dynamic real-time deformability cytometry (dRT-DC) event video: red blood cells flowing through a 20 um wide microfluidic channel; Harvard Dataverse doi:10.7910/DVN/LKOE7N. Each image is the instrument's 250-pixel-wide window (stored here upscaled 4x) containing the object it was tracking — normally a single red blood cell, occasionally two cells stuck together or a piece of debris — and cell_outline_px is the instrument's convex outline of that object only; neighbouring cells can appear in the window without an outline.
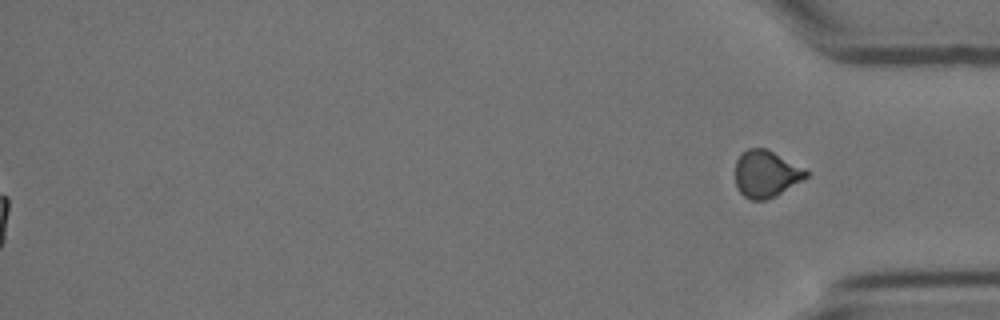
{"species": "Egyptian fruit bat (a non-hibernating species)", "species_latin": "Rousettus aegyptiacus", "temperature_condition": "cold", "stored_images_in_passage": 54, "segment_of_instrument_passage": [2, 2], "camera_frame_rate_fps": 3000, "um_per_image_px": 0.085, "animal": {"sex": "female"}, "frame": {"image": 1, "passage_image": 54, "time_ms": 17.667, "image_size_px": [1000, 320], "cell_outline_px": [[808, 176], [776, 196], [764, 200], [748, 200], [736, 188], [736, 160], [748, 148], [764, 148], [772, 152], [808, 172]], "centroid_in_image_um": [65.06, 14.82], "position_along_channel_um": 370.1, "area_um2": 18.84}}